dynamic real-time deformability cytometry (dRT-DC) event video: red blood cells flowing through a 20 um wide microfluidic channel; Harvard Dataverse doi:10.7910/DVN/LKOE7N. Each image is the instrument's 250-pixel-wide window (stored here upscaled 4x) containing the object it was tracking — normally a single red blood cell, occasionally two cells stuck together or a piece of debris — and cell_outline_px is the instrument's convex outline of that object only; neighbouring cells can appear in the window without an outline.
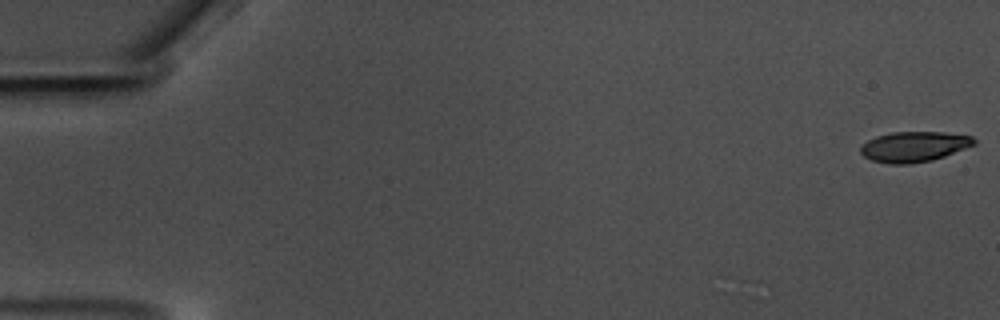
{"species": "common noctule bat (a hibernating species)", "species_latin": "Nyctalus noctula", "temperature_condition": "warm", "stored_images_in_passage": 47, "camera_frame_rate_fps": 3000, "um_per_image_px": 0.085, "animal": {"sex": "male", "body_mass_g": 17.5, "forearm_length_mm": 52.3}, "frame": {"image": 1, "passage_image": 1, "time_ms": 0.0, "image_size_px": [1000, 320], "cell_outline_px": [[976, 144], [944, 156], [932, 160], [912, 164], [888, 164], [872, 160], [864, 156], [860, 152], [860, 148], [868, 140], [876, 136], [892, 132], [944, 132], [972, 136], [976, 140]], "centroid_in_image_um": [77.7, 12.47], "position_along_channel_um": 7.3, "area_um2": 20.06}}
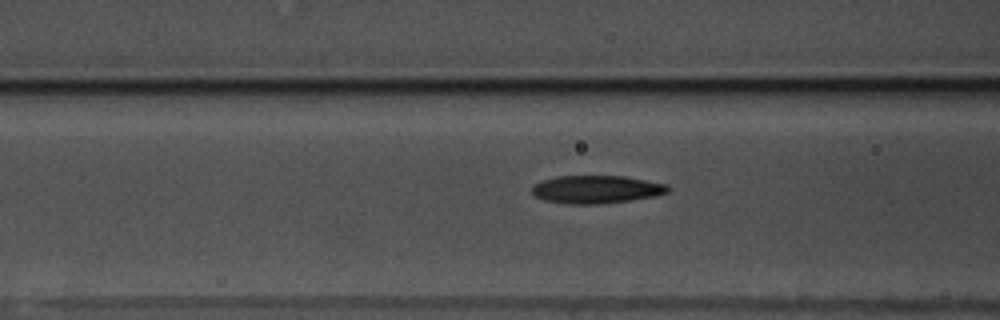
{"frame": {"image": 2, "passage_image": 24, "time_ms": 7.667, "image_size_px": [1000, 320], "cell_outline_px": [[672, 188], [668, 192], [656, 196], [628, 200], [596, 204], [568, 204], [544, 200], [536, 196], [532, 192], [532, 184], [556, 176], [624, 176], [668, 184]], "centroid_in_image_um": [50.71, 16.09], "position_along_channel_um": 115.9, "area_um2": 22.14}}
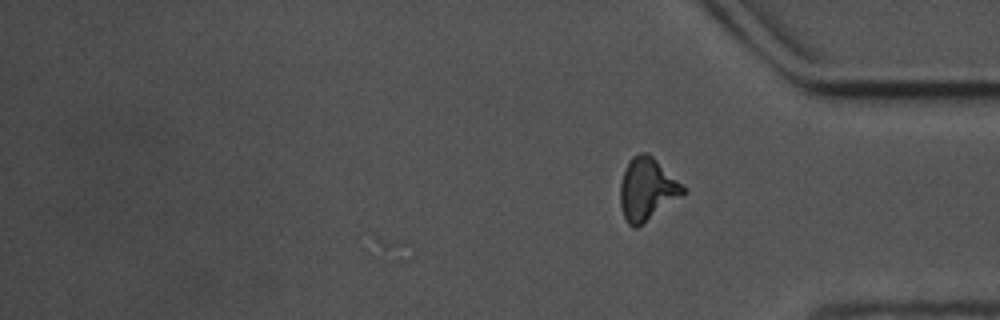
{"frame": {"image": 3, "passage_image": 47, "time_ms": 15.333, "image_size_px": [1000, 320], "cell_outline_px": [[688, 192], [636, 228], [632, 228], [628, 224], [624, 216], [620, 204], [620, 184], [624, 172], [632, 156], [640, 152], [648, 152]], "centroid_in_image_um": [54.97, 16.1], "position_along_channel_um": 380.2, "area_um2": 22.43}, "authors_computed_cell_mechanics": {"area_um2": 21.5016, "velocity_mm_per_s": 3.5284, "shape_relaxation_time_tau1_ms": 4.3066, "shape_relaxation_time_tau2_ms": 3.8607, "deformation_change_tau1": 0.1836, "deformation_change_tau2": 0.1294}}